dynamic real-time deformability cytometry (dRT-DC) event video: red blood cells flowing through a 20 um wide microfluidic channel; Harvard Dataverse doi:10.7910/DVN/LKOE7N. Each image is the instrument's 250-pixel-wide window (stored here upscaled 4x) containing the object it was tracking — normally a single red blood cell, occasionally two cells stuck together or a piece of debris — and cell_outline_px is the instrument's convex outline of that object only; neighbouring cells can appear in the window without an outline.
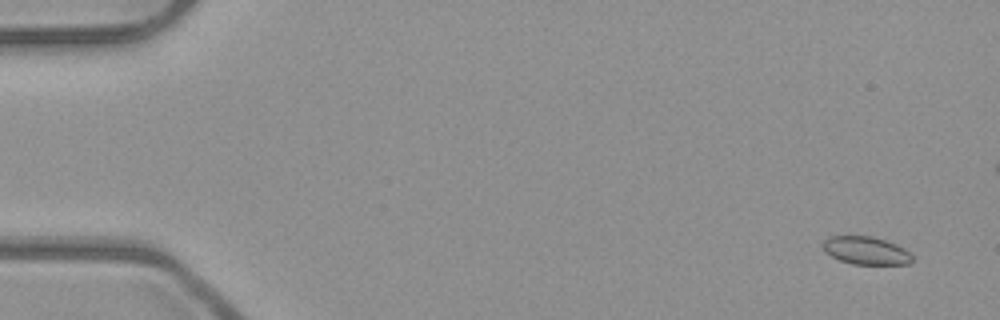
{"species": "common noctule bat (a hibernating species)", "species_latin": "Nyctalus noctula", "temperature_condition": "room temperature", "stored_images_in_passage": 55, "camera_frame_rate_fps": 3000, "um_per_image_px": 0.085, "animal": {"sex": "male", "body_mass_g": 23.1, "forearm_length_mm": 52.7}, "frame": {"image": 1, "passage_image": 4, "time_ms": 1.0, "image_size_px": [1000, 320], "cell_outline_px": [[916, 260], [908, 264], [852, 264], [840, 260], [824, 252], [820, 244], [828, 236], [872, 236], [896, 244], [904, 248]], "centroid_in_image_um": [73.58, 21.29], "position_along_channel_um": 11.4, "area_um2": 14.68}}
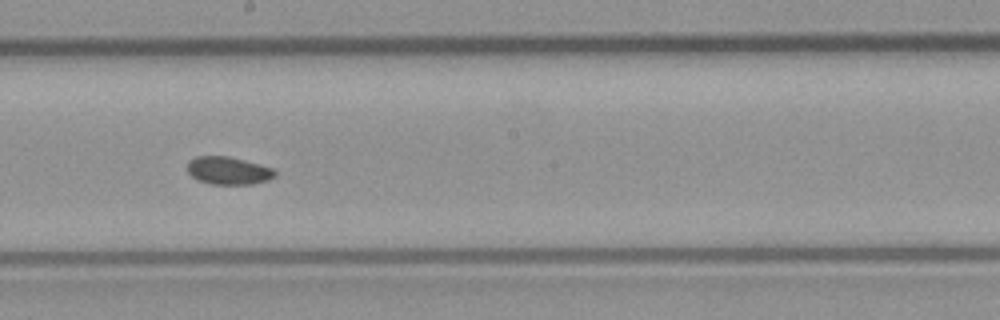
{"frame": {"image": 2, "passage_image": 31, "time_ms": 10.0, "image_size_px": [1000, 320], "cell_outline_px": [[276, 176], [268, 180], [252, 184], [212, 184], [196, 180], [188, 172], [188, 160], [196, 156], [228, 156], [260, 164], [272, 168], [276, 172]], "centroid_in_image_um": [19.4, 14.5], "position_along_channel_um": 228.8, "area_um2": 14.22}}
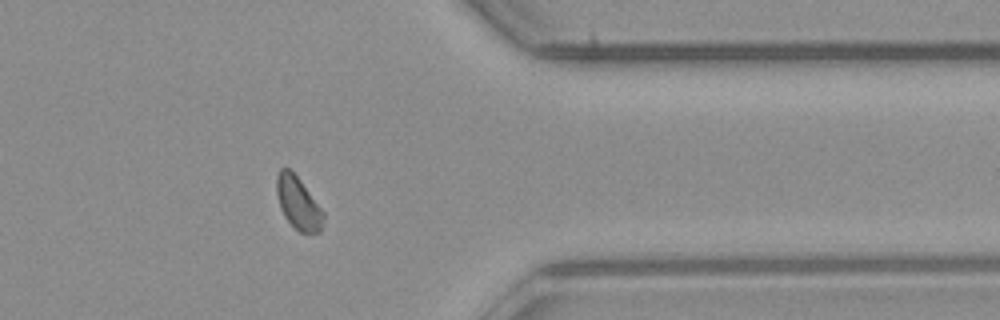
{"frame": {"image": 3, "passage_image": 44, "time_ms": 14.333, "image_size_px": [1000, 320], "cell_outline_px": [[324, 216], [320, 232], [300, 232], [284, 216], [280, 208], [276, 192], [276, 176], [280, 168], [288, 168], [300, 180], [324, 212]], "centroid_in_image_um": [25.32, 17.24], "position_along_channel_um": 386.1, "area_um2": 14.05}}